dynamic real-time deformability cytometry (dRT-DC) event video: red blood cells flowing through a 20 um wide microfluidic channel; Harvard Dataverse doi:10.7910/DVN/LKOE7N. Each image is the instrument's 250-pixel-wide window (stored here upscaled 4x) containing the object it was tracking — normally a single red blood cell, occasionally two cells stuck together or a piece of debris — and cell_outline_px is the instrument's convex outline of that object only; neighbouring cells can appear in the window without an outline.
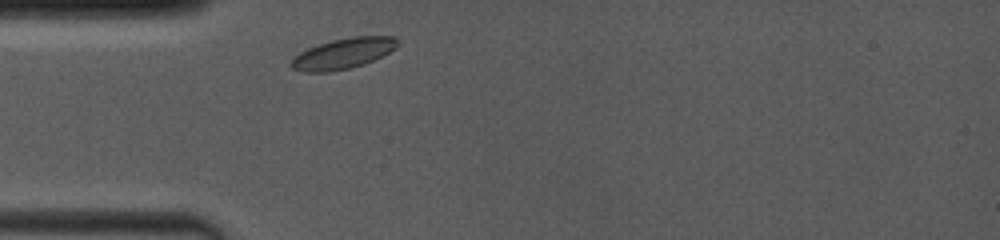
{"species": "common noctule bat (a hibernating species)", "species_latin": "Nyctalus noctula", "temperature_condition": "room temperature", "stored_images_in_passage": 50, "camera_frame_rate_fps": 4000, "um_per_image_px": 0.085, "animal": {"sex": "female", "body_mass_g": 19.0, "forearm_length_mm": 53.3}, "frame": {"image": 1, "passage_image": 1, "time_ms": 0.0, "image_size_px": [1000, 240], "cell_outline_px": [[400, 44], [396, 48], [364, 64], [348, 68], [328, 72], [304, 72], [292, 68], [288, 64], [300, 52], [308, 48], [332, 40], [352, 36], [396, 36]], "centroid_in_image_um": [29.18, 4.54], "position_along_channel_um": 55.8, "area_um2": 18.84}}
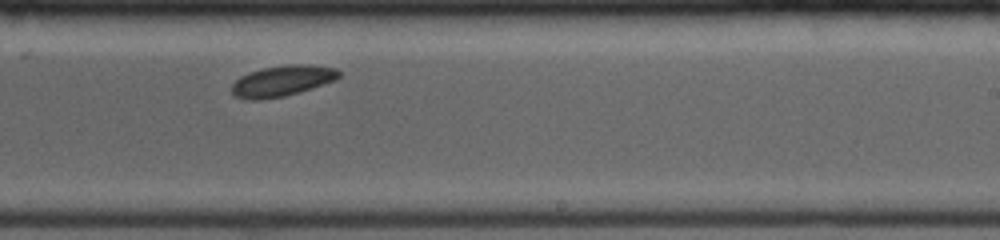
{"frame": {"image": 2, "passage_image": 27, "time_ms": 5.5, "image_size_px": [1000, 240], "cell_outline_px": [[340, 76], [336, 80], [284, 96], [260, 100], [244, 100], [232, 96], [232, 84], [240, 76], [248, 72], [260, 68], [288, 64], [308, 64], [336, 68], [340, 72]], "centroid_in_image_um": [23.93, 6.87], "position_along_channel_um": 265.1, "area_um2": 19.42}}
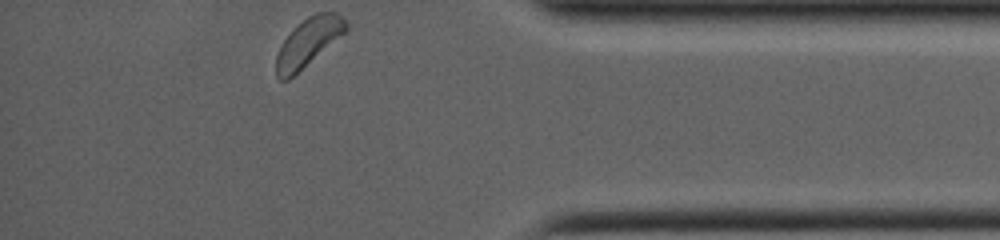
{"frame": {"image": 3, "passage_image": 50, "time_ms": 9.5, "image_size_px": [1000, 240], "cell_outline_px": [[348, 28], [344, 32], [288, 80], [280, 80], [276, 76], [276, 56], [284, 40], [308, 16], [316, 12], [336, 12], [348, 24]], "centroid_in_image_um": [26.19, 3.59], "position_along_channel_um": 409.0, "area_um2": 18.67}}